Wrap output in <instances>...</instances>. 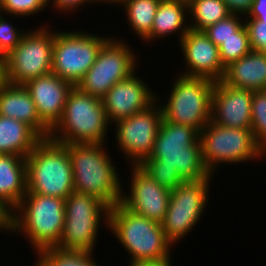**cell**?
<instances>
[{"label":"cell","mask_w":266,"mask_h":266,"mask_svg":"<svg viewBox=\"0 0 266 266\" xmlns=\"http://www.w3.org/2000/svg\"><path fill=\"white\" fill-rule=\"evenodd\" d=\"M187 14V0H161L154 17L151 32L143 40L150 43L155 38H165L170 33L175 34V32L177 33L180 30L178 33V35L180 34V42L190 29V22L185 21V17H189Z\"/></svg>","instance_id":"obj_24"},{"label":"cell","mask_w":266,"mask_h":266,"mask_svg":"<svg viewBox=\"0 0 266 266\" xmlns=\"http://www.w3.org/2000/svg\"><path fill=\"white\" fill-rule=\"evenodd\" d=\"M109 209L93 195L72 192L65 199L64 230L55 248L92 253L101 219L108 225Z\"/></svg>","instance_id":"obj_7"},{"label":"cell","mask_w":266,"mask_h":266,"mask_svg":"<svg viewBox=\"0 0 266 266\" xmlns=\"http://www.w3.org/2000/svg\"><path fill=\"white\" fill-rule=\"evenodd\" d=\"M185 66L188 68L182 76L207 78L214 82L221 81L225 66L220 59L219 47L203 31L189 29L180 40Z\"/></svg>","instance_id":"obj_17"},{"label":"cell","mask_w":266,"mask_h":266,"mask_svg":"<svg viewBox=\"0 0 266 266\" xmlns=\"http://www.w3.org/2000/svg\"><path fill=\"white\" fill-rule=\"evenodd\" d=\"M188 14L192 18L190 29L203 31L218 21L223 20L230 11L223 0H187Z\"/></svg>","instance_id":"obj_25"},{"label":"cell","mask_w":266,"mask_h":266,"mask_svg":"<svg viewBox=\"0 0 266 266\" xmlns=\"http://www.w3.org/2000/svg\"><path fill=\"white\" fill-rule=\"evenodd\" d=\"M244 22L248 31L250 46L252 50L266 53V20H255L247 18Z\"/></svg>","instance_id":"obj_34"},{"label":"cell","mask_w":266,"mask_h":266,"mask_svg":"<svg viewBox=\"0 0 266 266\" xmlns=\"http://www.w3.org/2000/svg\"><path fill=\"white\" fill-rule=\"evenodd\" d=\"M46 27L26 31L20 43L7 56L9 84L24 85L51 73L54 31Z\"/></svg>","instance_id":"obj_13"},{"label":"cell","mask_w":266,"mask_h":266,"mask_svg":"<svg viewBox=\"0 0 266 266\" xmlns=\"http://www.w3.org/2000/svg\"><path fill=\"white\" fill-rule=\"evenodd\" d=\"M42 139L25 122L0 115V155L26 158Z\"/></svg>","instance_id":"obj_23"},{"label":"cell","mask_w":266,"mask_h":266,"mask_svg":"<svg viewBox=\"0 0 266 266\" xmlns=\"http://www.w3.org/2000/svg\"><path fill=\"white\" fill-rule=\"evenodd\" d=\"M48 7V0H0V13L29 17ZM5 12V13H4Z\"/></svg>","instance_id":"obj_32"},{"label":"cell","mask_w":266,"mask_h":266,"mask_svg":"<svg viewBox=\"0 0 266 266\" xmlns=\"http://www.w3.org/2000/svg\"><path fill=\"white\" fill-rule=\"evenodd\" d=\"M94 1V3L96 2H103V3H105L106 2V4L107 3H112V4H119V3H121L123 0H93Z\"/></svg>","instance_id":"obj_41"},{"label":"cell","mask_w":266,"mask_h":266,"mask_svg":"<svg viewBox=\"0 0 266 266\" xmlns=\"http://www.w3.org/2000/svg\"><path fill=\"white\" fill-rule=\"evenodd\" d=\"M134 54L127 43L115 39V36L113 39L110 37L76 87L102 100L112 86L136 72L137 55Z\"/></svg>","instance_id":"obj_11"},{"label":"cell","mask_w":266,"mask_h":266,"mask_svg":"<svg viewBox=\"0 0 266 266\" xmlns=\"http://www.w3.org/2000/svg\"><path fill=\"white\" fill-rule=\"evenodd\" d=\"M212 175L200 180H188L170 192L166 216L161 222L165 237L172 244L178 243L200 222L207 207L209 182Z\"/></svg>","instance_id":"obj_12"},{"label":"cell","mask_w":266,"mask_h":266,"mask_svg":"<svg viewBox=\"0 0 266 266\" xmlns=\"http://www.w3.org/2000/svg\"><path fill=\"white\" fill-rule=\"evenodd\" d=\"M0 115L25 122L42 138L50 136L51 129L41 120L24 85L8 84L0 89Z\"/></svg>","instance_id":"obj_20"},{"label":"cell","mask_w":266,"mask_h":266,"mask_svg":"<svg viewBox=\"0 0 266 266\" xmlns=\"http://www.w3.org/2000/svg\"><path fill=\"white\" fill-rule=\"evenodd\" d=\"M221 81L237 88L266 90V53L251 50L239 60L231 62L226 66Z\"/></svg>","instance_id":"obj_21"},{"label":"cell","mask_w":266,"mask_h":266,"mask_svg":"<svg viewBox=\"0 0 266 266\" xmlns=\"http://www.w3.org/2000/svg\"><path fill=\"white\" fill-rule=\"evenodd\" d=\"M53 2V3H50ZM92 3L94 4L93 0H48V6H53V8H57L60 12L65 11H76L77 8L81 7L82 5L86 3ZM81 5V6H80ZM76 8V9H75Z\"/></svg>","instance_id":"obj_35"},{"label":"cell","mask_w":266,"mask_h":266,"mask_svg":"<svg viewBox=\"0 0 266 266\" xmlns=\"http://www.w3.org/2000/svg\"><path fill=\"white\" fill-rule=\"evenodd\" d=\"M13 212L14 210L0 199V231L3 229L13 232Z\"/></svg>","instance_id":"obj_36"},{"label":"cell","mask_w":266,"mask_h":266,"mask_svg":"<svg viewBox=\"0 0 266 266\" xmlns=\"http://www.w3.org/2000/svg\"><path fill=\"white\" fill-rule=\"evenodd\" d=\"M161 0H123L126 16L132 31L142 40L151 32L154 17Z\"/></svg>","instance_id":"obj_26"},{"label":"cell","mask_w":266,"mask_h":266,"mask_svg":"<svg viewBox=\"0 0 266 266\" xmlns=\"http://www.w3.org/2000/svg\"><path fill=\"white\" fill-rule=\"evenodd\" d=\"M214 86L215 82L207 78L180 75L173 84L167 103L160 105L163 119L201 132L211 121Z\"/></svg>","instance_id":"obj_9"},{"label":"cell","mask_w":266,"mask_h":266,"mask_svg":"<svg viewBox=\"0 0 266 266\" xmlns=\"http://www.w3.org/2000/svg\"><path fill=\"white\" fill-rule=\"evenodd\" d=\"M149 89L135 73L112 86L102 99L109 123L128 118L160 101L157 94Z\"/></svg>","instance_id":"obj_16"},{"label":"cell","mask_w":266,"mask_h":266,"mask_svg":"<svg viewBox=\"0 0 266 266\" xmlns=\"http://www.w3.org/2000/svg\"><path fill=\"white\" fill-rule=\"evenodd\" d=\"M149 157L159 160L163 166L176 168L185 181L211 175L202 160L199 132L190 126L162 119Z\"/></svg>","instance_id":"obj_6"},{"label":"cell","mask_w":266,"mask_h":266,"mask_svg":"<svg viewBox=\"0 0 266 266\" xmlns=\"http://www.w3.org/2000/svg\"><path fill=\"white\" fill-rule=\"evenodd\" d=\"M27 192L66 199L74 192L67 144L43 138L26 157Z\"/></svg>","instance_id":"obj_4"},{"label":"cell","mask_w":266,"mask_h":266,"mask_svg":"<svg viewBox=\"0 0 266 266\" xmlns=\"http://www.w3.org/2000/svg\"><path fill=\"white\" fill-rule=\"evenodd\" d=\"M26 192V158L19 155H0V199L14 210Z\"/></svg>","instance_id":"obj_22"},{"label":"cell","mask_w":266,"mask_h":266,"mask_svg":"<svg viewBox=\"0 0 266 266\" xmlns=\"http://www.w3.org/2000/svg\"><path fill=\"white\" fill-rule=\"evenodd\" d=\"M106 227L130 254V262L171 259L172 244L161 223L134 213L121 202L109 209Z\"/></svg>","instance_id":"obj_2"},{"label":"cell","mask_w":266,"mask_h":266,"mask_svg":"<svg viewBox=\"0 0 266 266\" xmlns=\"http://www.w3.org/2000/svg\"><path fill=\"white\" fill-rule=\"evenodd\" d=\"M65 221V200L26 193L13 212V232L24 234L34 250L55 247ZM26 235V236H25Z\"/></svg>","instance_id":"obj_5"},{"label":"cell","mask_w":266,"mask_h":266,"mask_svg":"<svg viewBox=\"0 0 266 266\" xmlns=\"http://www.w3.org/2000/svg\"><path fill=\"white\" fill-rule=\"evenodd\" d=\"M251 118L254 139L266 153V90L253 91Z\"/></svg>","instance_id":"obj_30"},{"label":"cell","mask_w":266,"mask_h":266,"mask_svg":"<svg viewBox=\"0 0 266 266\" xmlns=\"http://www.w3.org/2000/svg\"><path fill=\"white\" fill-rule=\"evenodd\" d=\"M129 195L122 193L121 203L136 214L161 223L166 216L170 190L158 184L138 165H132Z\"/></svg>","instance_id":"obj_15"},{"label":"cell","mask_w":266,"mask_h":266,"mask_svg":"<svg viewBox=\"0 0 266 266\" xmlns=\"http://www.w3.org/2000/svg\"><path fill=\"white\" fill-rule=\"evenodd\" d=\"M246 16L255 20H266V0H254Z\"/></svg>","instance_id":"obj_38"},{"label":"cell","mask_w":266,"mask_h":266,"mask_svg":"<svg viewBox=\"0 0 266 266\" xmlns=\"http://www.w3.org/2000/svg\"><path fill=\"white\" fill-rule=\"evenodd\" d=\"M109 125L102 100L73 86L49 138L60 144H106L104 140Z\"/></svg>","instance_id":"obj_3"},{"label":"cell","mask_w":266,"mask_h":266,"mask_svg":"<svg viewBox=\"0 0 266 266\" xmlns=\"http://www.w3.org/2000/svg\"><path fill=\"white\" fill-rule=\"evenodd\" d=\"M9 84L7 76V56L0 53V89Z\"/></svg>","instance_id":"obj_39"},{"label":"cell","mask_w":266,"mask_h":266,"mask_svg":"<svg viewBox=\"0 0 266 266\" xmlns=\"http://www.w3.org/2000/svg\"><path fill=\"white\" fill-rule=\"evenodd\" d=\"M138 166L158 184L170 191L185 181L179 175L176 168L163 166L159 160L153 159L152 157L143 159Z\"/></svg>","instance_id":"obj_28"},{"label":"cell","mask_w":266,"mask_h":266,"mask_svg":"<svg viewBox=\"0 0 266 266\" xmlns=\"http://www.w3.org/2000/svg\"><path fill=\"white\" fill-rule=\"evenodd\" d=\"M239 16L242 15L231 13L223 20L208 26L203 32L219 47L223 41L235 36V32L244 24V20H241Z\"/></svg>","instance_id":"obj_31"},{"label":"cell","mask_w":266,"mask_h":266,"mask_svg":"<svg viewBox=\"0 0 266 266\" xmlns=\"http://www.w3.org/2000/svg\"><path fill=\"white\" fill-rule=\"evenodd\" d=\"M199 140L203 163L211 175L219 164L243 163L266 154L256 143L251 128H229L210 121L199 132Z\"/></svg>","instance_id":"obj_8"},{"label":"cell","mask_w":266,"mask_h":266,"mask_svg":"<svg viewBox=\"0 0 266 266\" xmlns=\"http://www.w3.org/2000/svg\"><path fill=\"white\" fill-rule=\"evenodd\" d=\"M230 13L241 14L242 16L247 15L250 11L254 0H223ZM244 14V15H243Z\"/></svg>","instance_id":"obj_37"},{"label":"cell","mask_w":266,"mask_h":266,"mask_svg":"<svg viewBox=\"0 0 266 266\" xmlns=\"http://www.w3.org/2000/svg\"><path fill=\"white\" fill-rule=\"evenodd\" d=\"M248 31L243 24L236 32L235 36L229 37L219 46L220 59L226 67L231 62L239 60L251 51Z\"/></svg>","instance_id":"obj_29"},{"label":"cell","mask_w":266,"mask_h":266,"mask_svg":"<svg viewBox=\"0 0 266 266\" xmlns=\"http://www.w3.org/2000/svg\"><path fill=\"white\" fill-rule=\"evenodd\" d=\"M159 103L161 102H156L146 110L114 123L116 143L118 142L116 145L125 153V157L132 165H138L149 157L153 149L163 119Z\"/></svg>","instance_id":"obj_14"},{"label":"cell","mask_w":266,"mask_h":266,"mask_svg":"<svg viewBox=\"0 0 266 266\" xmlns=\"http://www.w3.org/2000/svg\"><path fill=\"white\" fill-rule=\"evenodd\" d=\"M35 266H98L92 253L80 251H66L55 247L37 251Z\"/></svg>","instance_id":"obj_27"},{"label":"cell","mask_w":266,"mask_h":266,"mask_svg":"<svg viewBox=\"0 0 266 266\" xmlns=\"http://www.w3.org/2000/svg\"><path fill=\"white\" fill-rule=\"evenodd\" d=\"M104 148L105 144L98 143L67 144L74 191L93 195L111 208L121 202L123 184Z\"/></svg>","instance_id":"obj_1"},{"label":"cell","mask_w":266,"mask_h":266,"mask_svg":"<svg viewBox=\"0 0 266 266\" xmlns=\"http://www.w3.org/2000/svg\"><path fill=\"white\" fill-rule=\"evenodd\" d=\"M171 259L163 261H138L130 262L129 266H172Z\"/></svg>","instance_id":"obj_40"},{"label":"cell","mask_w":266,"mask_h":266,"mask_svg":"<svg viewBox=\"0 0 266 266\" xmlns=\"http://www.w3.org/2000/svg\"><path fill=\"white\" fill-rule=\"evenodd\" d=\"M253 91L215 82L211 99V122L229 128H251Z\"/></svg>","instance_id":"obj_18"},{"label":"cell","mask_w":266,"mask_h":266,"mask_svg":"<svg viewBox=\"0 0 266 266\" xmlns=\"http://www.w3.org/2000/svg\"><path fill=\"white\" fill-rule=\"evenodd\" d=\"M3 16L4 14L0 13V53L7 55L20 43L26 31L15 28V25L9 23Z\"/></svg>","instance_id":"obj_33"},{"label":"cell","mask_w":266,"mask_h":266,"mask_svg":"<svg viewBox=\"0 0 266 266\" xmlns=\"http://www.w3.org/2000/svg\"><path fill=\"white\" fill-rule=\"evenodd\" d=\"M110 36L80 32H55L51 73L73 86L94 64L97 54Z\"/></svg>","instance_id":"obj_10"},{"label":"cell","mask_w":266,"mask_h":266,"mask_svg":"<svg viewBox=\"0 0 266 266\" xmlns=\"http://www.w3.org/2000/svg\"><path fill=\"white\" fill-rule=\"evenodd\" d=\"M31 94L41 120L52 129L60 120L73 85L53 73L24 84Z\"/></svg>","instance_id":"obj_19"}]
</instances>
